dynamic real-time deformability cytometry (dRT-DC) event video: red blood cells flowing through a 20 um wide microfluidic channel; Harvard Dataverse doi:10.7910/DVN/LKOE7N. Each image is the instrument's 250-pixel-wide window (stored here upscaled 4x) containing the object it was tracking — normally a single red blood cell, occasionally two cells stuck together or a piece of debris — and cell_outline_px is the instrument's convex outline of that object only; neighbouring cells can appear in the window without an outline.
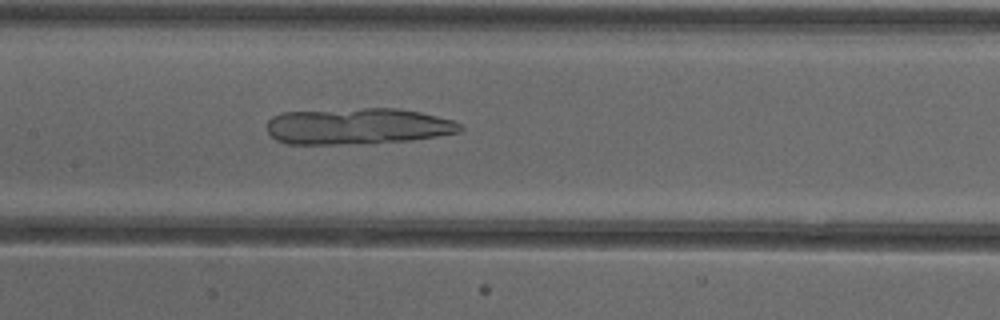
{"species": "common noctule bat (a hibernating species)", "species_latin": "Nyctalus noctula", "temperature_condition": "cold", "stored_images_in_passage": 47, "camera_frame_rate_fps": 3000, "um_per_image_px": 0.085, "animal": {"sex": "female"}, "frame": {"image": 1, "passage_image": 20, "time_ms": 6.333, "image_size_px": [1000, 320], "cell_outline_px": [[464, 128], [460, 132], [412, 140], [372, 144], [288, 144], [276, 140], [268, 132], [268, 120], [272, 116], [280, 112], [364, 108], [400, 108], [420, 112], [452, 120], [464, 124]], "centroid_in_image_um": [30.42, 10.73], "position_along_channel_um": 177.0, "area_um2": 41.38}}
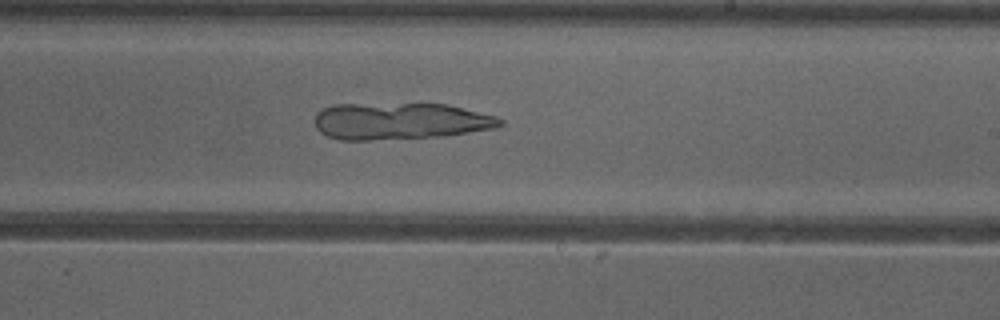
{"frame": {"image": 2, "passage_image": 26, "time_ms": 8.333, "image_size_px": [1000, 320], "cell_outline_px": [[504, 124], [492, 128], [444, 136], [372, 140], [340, 140], [328, 136], [320, 132], [316, 128], [316, 112], [332, 104], [444, 104], [496, 116], [504, 120]], "centroid_in_image_um": [33.98, 10.3], "position_along_channel_um": 255.0, "area_um2": 39.54}}
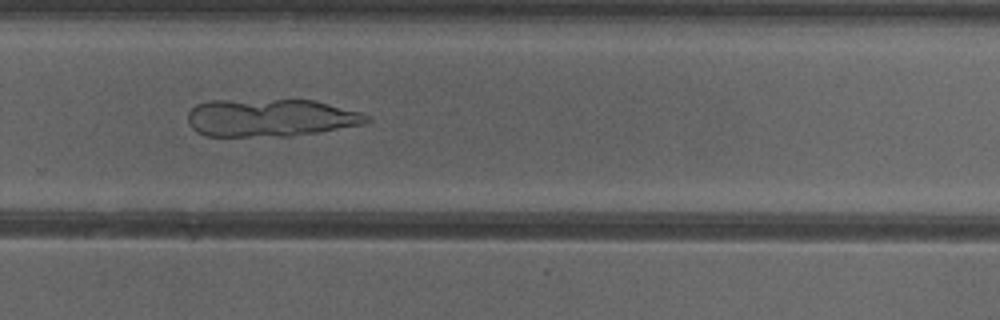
{"frame": {"image": 3, "passage_image": 30, "time_ms": 9.667, "image_size_px": [1000, 320], "cell_outline_px": [[372, 120], [360, 124], [316, 132], [288, 136], [204, 136], [196, 132], [188, 124], [188, 112], [196, 104], [208, 100], [316, 100], [364, 112], [372, 116]], "centroid_in_image_um": [22.98, 10.0], "position_along_channel_um": 306.8, "area_um2": 39.59}}